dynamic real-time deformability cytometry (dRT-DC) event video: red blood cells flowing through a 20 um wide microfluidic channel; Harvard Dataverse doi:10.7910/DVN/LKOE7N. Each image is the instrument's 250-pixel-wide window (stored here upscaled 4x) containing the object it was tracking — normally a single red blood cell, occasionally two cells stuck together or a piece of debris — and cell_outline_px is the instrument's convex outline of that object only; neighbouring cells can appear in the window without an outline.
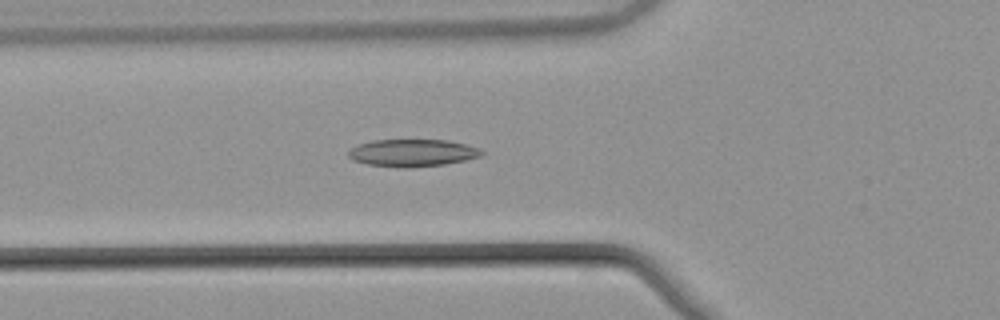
{"species": "common noctule bat (a hibernating species)", "species_latin": "Nyctalus noctula", "temperature_condition": "warm", "stored_images_in_passage": 38, "camera_frame_rate_fps": 3000, "um_per_image_px": 0.085, "animal": {"sex": "male", "body_mass_g": 21.5, "forearm_length_mm": 52.0}, "frame": {"image": 1, "passage_image": 11, "time_ms": 3.333, "image_size_px": [1000, 320], "cell_outline_px": [[484, 152], [480, 156], [464, 160], [444, 164], [404, 168], [368, 164], [352, 160], [348, 156], [348, 152], [352, 148], [360, 144], [372, 140], [448, 140], [464, 144], [476, 148]], "centroid_in_image_um": [35.02, 12.99], "position_along_channel_um": 90.8, "area_um2": 20.87}}
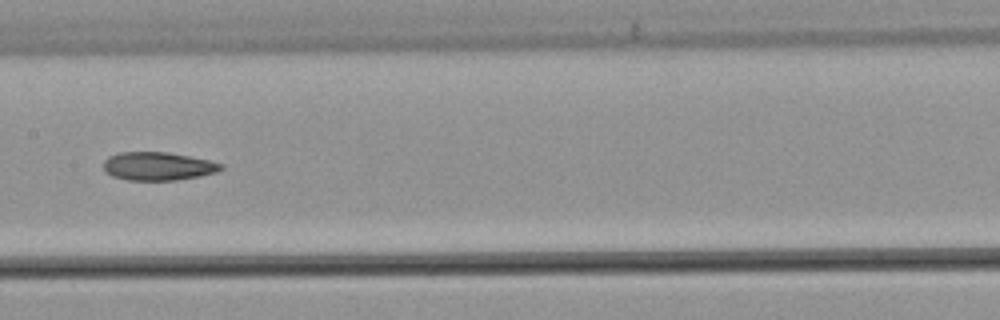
{"frame": {"image": 2, "passage_image": 19, "time_ms": 6.0, "image_size_px": [1000, 320], "cell_outline_px": [[224, 168], [216, 172], [200, 176], [176, 180], [128, 180], [112, 176], [104, 172], [104, 160], [108, 156], [120, 152], [168, 152], [208, 160], [224, 164]], "centroid_in_image_um": [13.41, 14.13], "position_along_channel_um": 194.0, "area_um2": 19.42}}
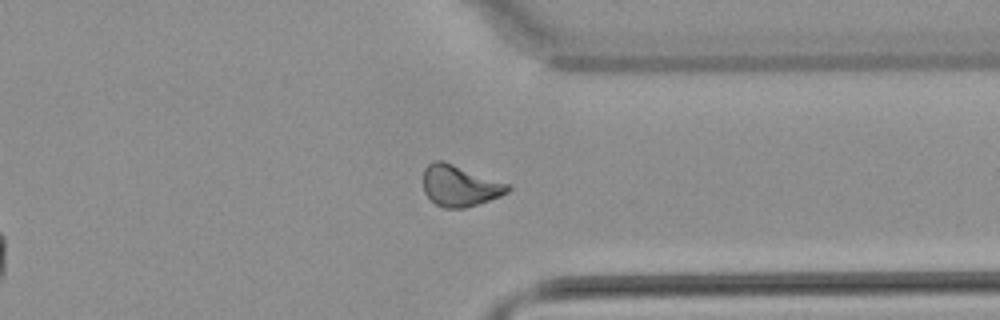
{"frame": {"image": 3, "passage_image": 33, "time_ms": 10.667, "image_size_px": [1000, 320], "cell_outline_px": [[512, 188], [508, 192], [500, 196], [464, 208], [444, 208], [436, 204], [424, 192], [424, 168], [432, 160], [444, 160], [508, 184]], "centroid_in_image_um": [39.06, 15.77], "position_along_channel_um": 372.3, "area_um2": 20.11}, "authors_computed_cell_mechanics": {"area_um2": 20.23, "velocity_mm_per_s": 3.8594, "shape_relaxation_time_tau1_ms": null, "shape_relaxation_time_tau2_ms": 3.5212, "deformation_change_tau1": null, "deformation_change_tau2": 0.1105}}